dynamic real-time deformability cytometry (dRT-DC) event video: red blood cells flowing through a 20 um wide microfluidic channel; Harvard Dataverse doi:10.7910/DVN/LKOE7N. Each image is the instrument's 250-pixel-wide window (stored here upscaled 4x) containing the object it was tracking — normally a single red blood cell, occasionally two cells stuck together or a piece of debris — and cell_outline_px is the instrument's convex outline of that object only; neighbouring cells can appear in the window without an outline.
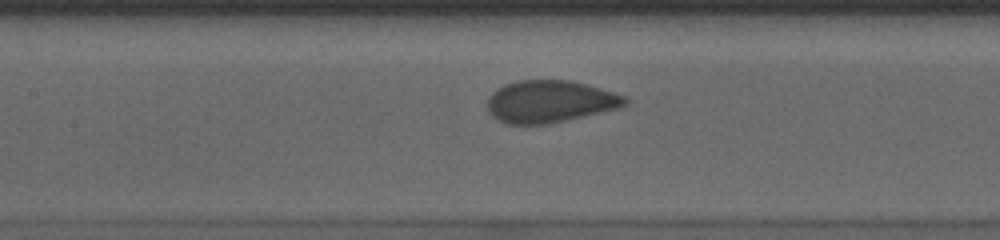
{"species": "human", "species_latin": "Homo sapiens", "temperature_condition": "cold", "stored_images_in_passage": 43, "camera_frame_rate_fps": 3000, "um_per_image_px": 0.085, "donor": {"sex": "male"}, "frame": {"image": 1, "passage_image": 18, "time_ms": 5.667, "image_size_px": [1000, 240], "cell_outline_px": [[628, 104], [620, 108], [548, 124], [508, 124], [492, 116], [488, 112], [488, 96], [496, 88], [504, 84], [516, 80], [572, 80], [628, 96]], "centroid_in_image_um": [46.76, 8.62], "position_along_channel_um": 160.6, "area_um2": 34.1}}
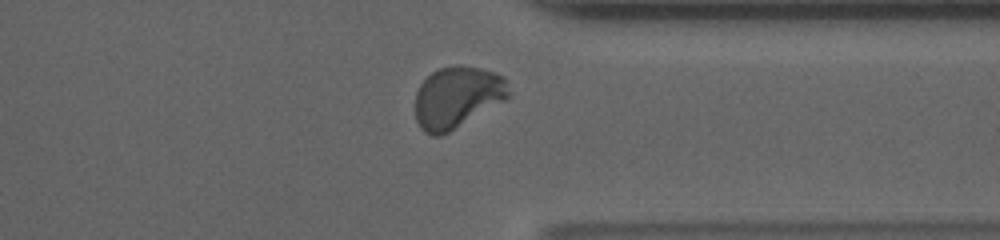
{"frame": {"image": 2, "passage_image": 36, "time_ms": 11.667, "image_size_px": [1000, 240], "cell_outline_px": [[512, 96], [448, 132], [440, 136], [432, 136], [424, 132], [420, 128], [416, 120], [416, 92], [420, 84], [432, 72], [440, 68], [456, 64], [460, 64], [480, 68], [496, 72], [504, 76]], "centroid_in_image_um": [38.87, 8.24], "position_along_channel_um": 372.5, "area_um2": 33.7}}
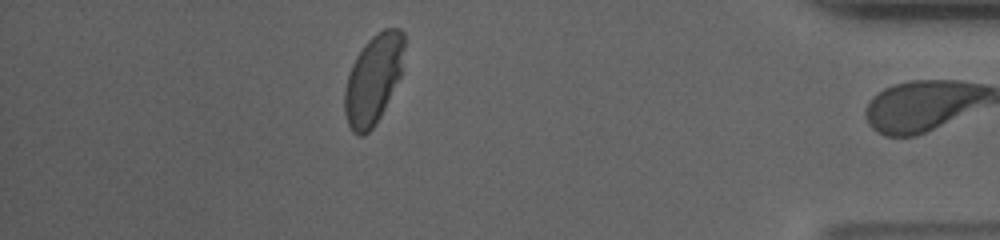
{"frame": {"image": 3, "passage_image": 42, "time_ms": 13.667, "image_size_px": [1000, 240], "cell_outline_px": [[404, 48], [400, 76], [376, 124], [364, 136], [356, 136], [352, 132], [348, 124], [344, 112], [344, 88], [348, 72], [356, 56], [364, 44], [372, 36], [384, 28], [400, 28], [404, 32]], "centroid_in_image_um": [31.7, 6.74], "position_along_channel_um": 403.5, "area_um2": 31.15}}